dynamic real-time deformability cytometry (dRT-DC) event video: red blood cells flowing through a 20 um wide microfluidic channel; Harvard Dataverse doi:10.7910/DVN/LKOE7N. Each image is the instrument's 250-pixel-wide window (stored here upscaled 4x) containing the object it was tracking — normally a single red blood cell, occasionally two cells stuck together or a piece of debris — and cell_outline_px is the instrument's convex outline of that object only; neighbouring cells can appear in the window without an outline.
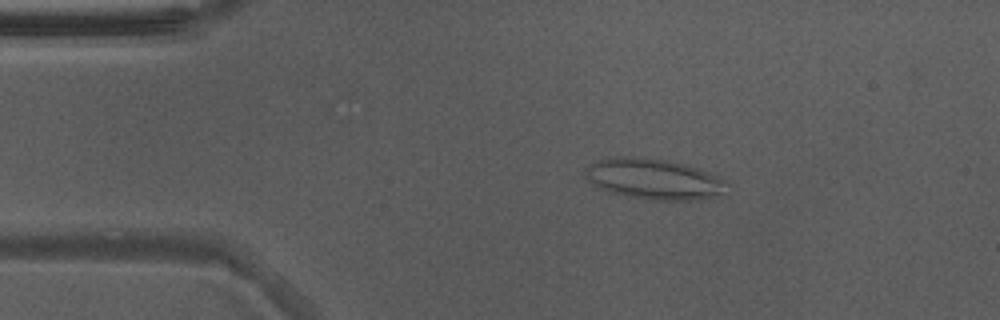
{"species": "Egyptian fruit bat (a non-hibernating species)", "species_latin": "Rousettus aegyptiacus", "temperature_condition": "warm", "stored_images_in_passage": 52, "camera_frame_rate_fps": 3000, "um_per_image_px": 0.085, "animal": {"sex": "male"}, "frame": {"image": 1, "passage_image": 9, "time_ms": 2.667, "image_size_px": [1000, 320], "cell_outline_px": [[724, 180], [720, 192], [716, 196], [700, 200], [652, 200], [624, 196], [608, 192], [592, 184], [584, 176], [584, 168], [596, 160], [612, 156], [636, 156], [668, 160], [684, 164], [708, 172]], "centroid_in_image_um": [55.44, 15.2], "position_along_channel_um": 29.6, "area_um2": 33.58}}
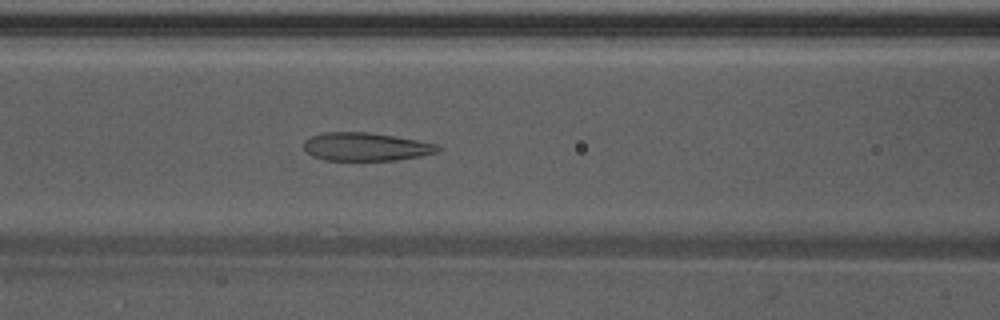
{"frame": {"image": 2, "passage_image": 21, "time_ms": 6.667, "image_size_px": [1000, 320], "cell_outline_px": [[440, 148], [436, 152], [420, 156], [396, 160], [324, 160], [312, 156], [304, 148], [304, 140], [312, 136], [324, 132], [368, 132], [396, 136], [436, 144]], "centroid_in_image_um": [31.07, 12.47], "position_along_channel_um": 135.5, "area_um2": 21.91}}
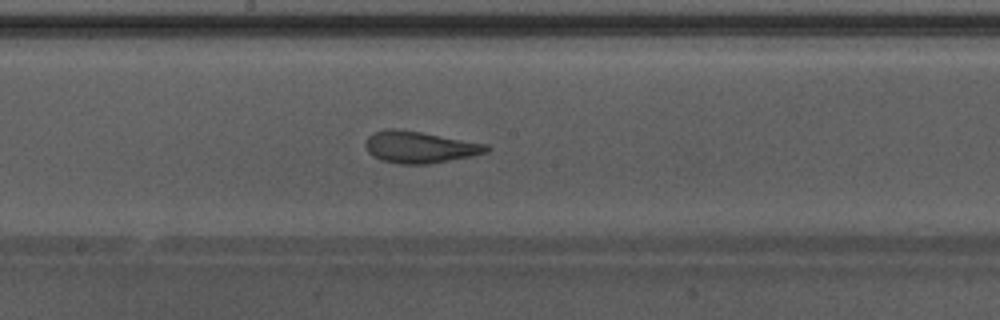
{"frame": {"image": 3, "passage_image": 27, "time_ms": 8.667, "image_size_px": [1000, 320], "cell_outline_px": [[492, 148], [488, 152], [428, 164], [400, 164], [380, 160], [372, 156], [368, 152], [364, 144], [364, 140], [372, 132], [388, 128], [400, 128], [488, 144]], "centroid_in_image_um": [35.62, 12.49], "position_along_channel_um": 212.6, "area_um2": 22.6}, "authors_computed_cell_mechanics": {"area_um2": 24.2471, "velocity_mm_per_s": 3.8584, "shape_relaxation_time_tau1_ms": null, "shape_relaxation_time_tau2_ms": 1.6273, "deformation_change_tau1": null, "deformation_change_tau2": 0.1078}}